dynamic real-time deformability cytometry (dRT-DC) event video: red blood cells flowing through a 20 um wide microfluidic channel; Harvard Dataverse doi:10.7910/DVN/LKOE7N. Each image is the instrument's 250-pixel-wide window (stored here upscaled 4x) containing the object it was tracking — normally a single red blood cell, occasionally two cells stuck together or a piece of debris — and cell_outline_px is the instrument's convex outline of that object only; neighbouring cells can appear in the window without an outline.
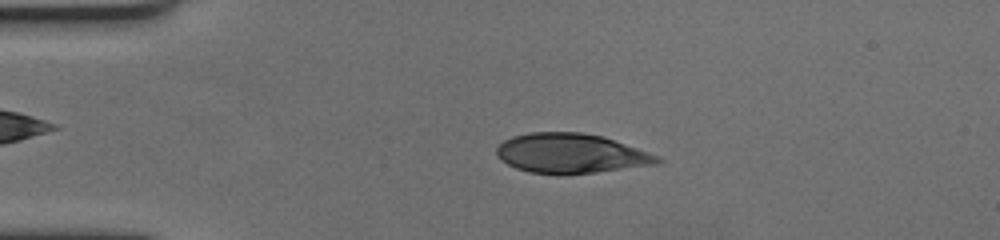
{"species": "human", "species_latin": "Homo sapiens", "temperature_condition": "cold", "stored_images_in_passage": 58, "camera_frame_rate_fps": 3000, "um_per_image_px": 0.085, "donor": {"sex": "female"}, "frame": {"image": 1, "passage_image": 12, "time_ms": 3.667, "image_size_px": [1000, 240], "cell_outline_px": [[664, 160], [660, 164], [564, 176], [556, 176], [528, 172], [516, 168], [508, 164], [496, 156], [496, 148], [504, 140], [512, 136], [528, 132], [580, 132], [600, 136], [660, 156]], "centroid_in_image_um": [48.5, 13.07], "position_along_channel_um": 36.5, "area_um2": 37.57}}
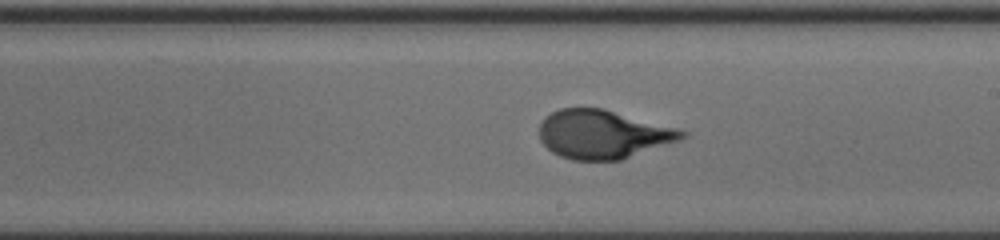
{"frame": {"image": 2, "passage_image": 33, "time_ms": 10.667, "image_size_px": [1000, 240], "cell_outline_px": [[688, 136], [680, 140], [620, 160], [572, 160], [560, 156], [552, 152], [540, 140], [540, 120], [544, 116], [560, 108], [604, 108], [676, 128], [688, 132]], "centroid_in_image_um": [51.24, 11.41], "position_along_channel_um": 237.8, "area_um2": 40.4}}
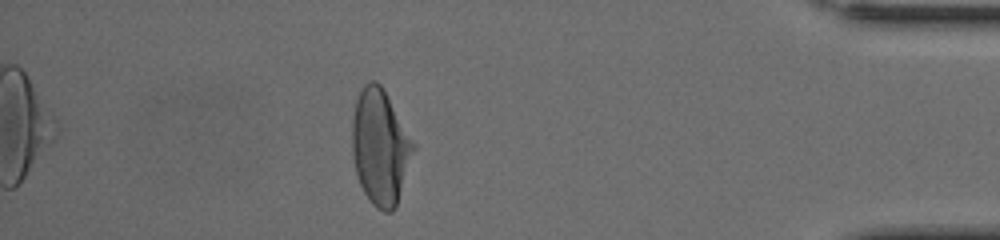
{"frame": {"image": 3, "passage_image": 51, "time_ms": 16.667, "image_size_px": [1000, 240], "cell_outline_px": [[416, 148], [396, 208], [392, 212], [384, 212], [376, 208], [372, 204], [364, 192], [360, 184], [356, 172], [352, 156], [352, 116], [356, 100], [360, 88], [364, 84], [372, 80], [376, 80], [380, 84]], "centroid_in_image_um": [32.3, 12.54], "position_along_channel_um": 402.9, "area_um2": 40.98}, "authors_computed_cell_mechanics": {"area_um2": 40.0843, "velocity_mm_per_s": 3.4651, "shape_relaxation_time_tau1_ms": 4.401, "shape_relaxation_time_tau2_ms": null, "deformation_change_tau1": 0.2073, "deformation_change_tau2": null}}